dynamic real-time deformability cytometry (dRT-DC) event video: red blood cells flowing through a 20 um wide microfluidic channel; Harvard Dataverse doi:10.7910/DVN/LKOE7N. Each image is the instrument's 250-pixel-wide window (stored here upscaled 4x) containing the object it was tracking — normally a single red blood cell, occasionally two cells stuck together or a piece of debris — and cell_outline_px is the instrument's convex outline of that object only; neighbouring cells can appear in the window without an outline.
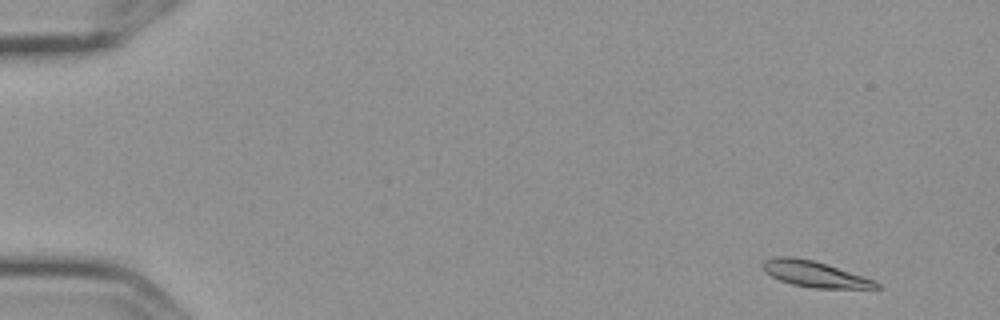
{"species": "Egyptian fruit bat (a non-hibernating species)", "species_latin": "Rousettus aegyptiacus", "temperature_condition": "cold", "stored_images_in_passage": 5, "camera_frame_rate_fps": 3000, "um_per_image_px": 0.085, "frame": {"image": 1, "passage_image": 1, "time_ms": 0.0, "image_size_px": [1000, 320], "cell_outline_px": [[880, 288], [812, 288], [792, 284], [780, 280], [764, 272], [760, 268], [760, 264], [764, 260], [776, 256], [792, 256], [812, 260], [872, 280], [880, 284]], "centroid_in_image_um": [69.12, 23.29], "position_along_channel_um": 15.9, "area_um2": 16.82}}